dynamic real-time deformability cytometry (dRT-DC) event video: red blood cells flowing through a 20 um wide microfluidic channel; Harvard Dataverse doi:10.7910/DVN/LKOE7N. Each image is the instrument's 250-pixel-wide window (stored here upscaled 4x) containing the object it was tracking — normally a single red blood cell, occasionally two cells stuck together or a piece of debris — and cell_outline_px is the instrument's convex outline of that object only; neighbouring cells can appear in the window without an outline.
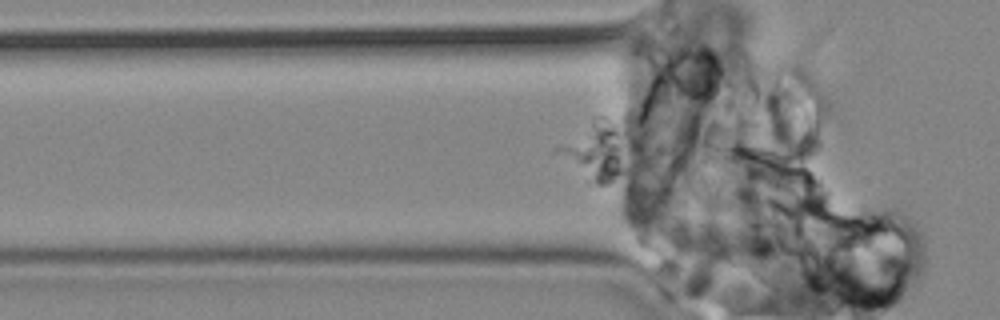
{"species": "common noctule bat (a hibernating species)", "species_latin": "Nyctalus noctula", "temperature_condition": "cold", "stored_images_in_passage": 6, "camera_frame_rate_fps": 3000, "um_per_image_px": 0.085, "animal": {"sex": "male", "body_mass_g": 19.2, "forearm_length_mm": 51.8}, "frame": {"image": 1, "passage_image": 3, "time_ms": 2.333, "image_size_px": [1000, 320], "cell_outline_px": [[728, 84], [708, 100], [688, 108], [664, 92], [664, 64], [676, 48], [708, 48], [716, 56], [728, 76]], "centroid_in_image_um": [58.95, 6.45], "position_along_channel_um": 66.8, "area_um2": 20.98}}